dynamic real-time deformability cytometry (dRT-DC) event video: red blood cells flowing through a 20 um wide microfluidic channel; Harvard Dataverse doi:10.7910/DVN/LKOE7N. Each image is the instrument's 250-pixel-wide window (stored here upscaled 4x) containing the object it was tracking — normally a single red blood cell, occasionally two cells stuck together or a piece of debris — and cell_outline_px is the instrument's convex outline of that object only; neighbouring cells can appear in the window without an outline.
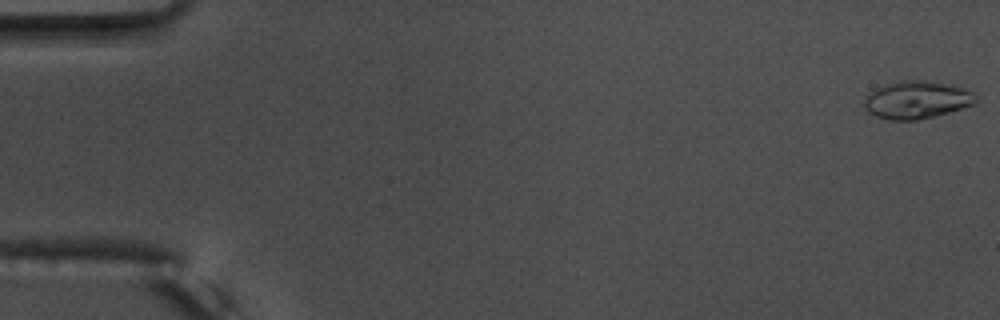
{"species": "common noctule bat (a hibernating species)", "species_latin": "Nyctalus noctula", "temperature_condition": "warm", "stored_images_in_passage": 55, "camera_frame_rate_fps": 3000, "um_per_image_px": 0.085, "animal": {"sex": "male", "body_mass_g": 17.5, "forearm_length_mm": 52.3}, "frame": {"image": 1, "passage_image": 1, "time_ms": 0.0, "image_size_px": [1000, 320], "cell_outline_px": [[976, 104], [948, 112], [916, 120], [888, 120], [876, 116], [868, 112], [864, 108], [864, 100], [876, 88], [884, 84], [900, 80], [924, 80], [952, 84], [976, 92]], "centroid_in_image_um": [77.95, 8.47], "position_along_channel_um": 7.1, "area_um2": 24.62}}
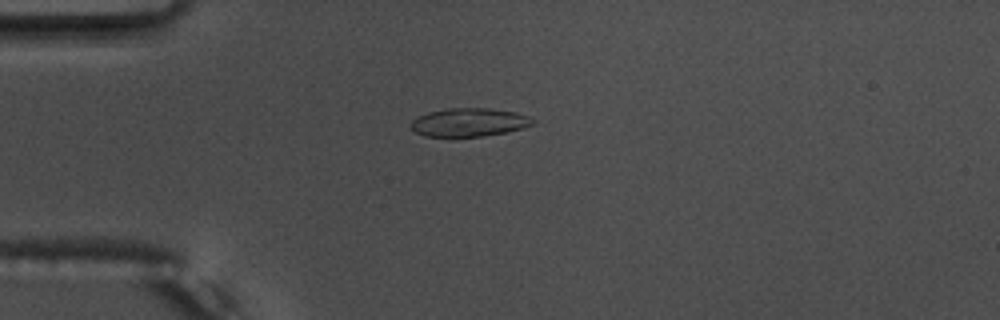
{"frame": {"image": 2, "passage_image": 15, "time_ms": 4.667, "image_size_px": [1000, 320], "cell_outline_px": [[536, 124], [524, 128], [508, 132], [484, 136], [452, 140], [424, 136], [416, 132], [412, 128], [412, 120], [428, 112], [448, 108], [488, 108], [516, 112], [528, 116], [536, 120]], "centroid_in_image_um": [39.89, 10.45], "position_along_channel_um": 45.1, "area_um2": 21.04}}
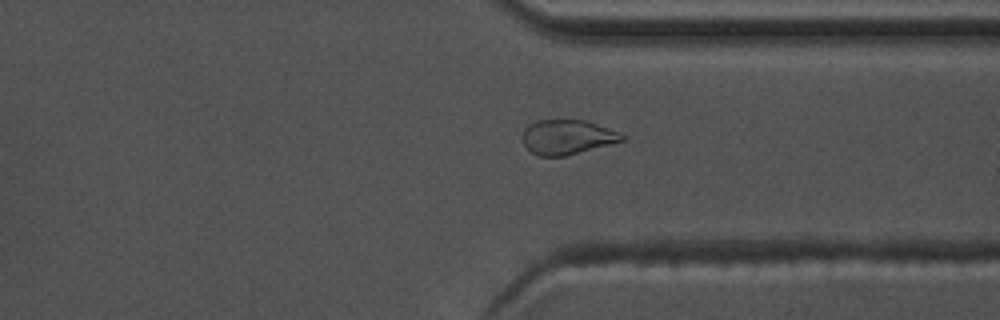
{"frame": {"image": 3, "passage_image": 42, "time_ms": 13.667, "image_size_px": [1000, 320], "cell_outline_px": [[624, 140], [564, 156], [540, 156], [532, 152], [524, 144], [524, 128], [536, 120], [584, 120], [620, 132], [624, 136]], "centroid_in_image_um": [48.21, 11.64], "position_along_channel_um": 363.2, "area_um2": 19.65}, "authors_computed_cell_mechanics": {"area_um2": 21.0392, "velocity_mm_per_s": 3.7544, "shape_relaxation_time_tau1_ms": null, "shape_relaxation_time_tau2_ms": 2.1719, "deformation_change_tau1": null, "deformation_change_tau2": 0.0754}}